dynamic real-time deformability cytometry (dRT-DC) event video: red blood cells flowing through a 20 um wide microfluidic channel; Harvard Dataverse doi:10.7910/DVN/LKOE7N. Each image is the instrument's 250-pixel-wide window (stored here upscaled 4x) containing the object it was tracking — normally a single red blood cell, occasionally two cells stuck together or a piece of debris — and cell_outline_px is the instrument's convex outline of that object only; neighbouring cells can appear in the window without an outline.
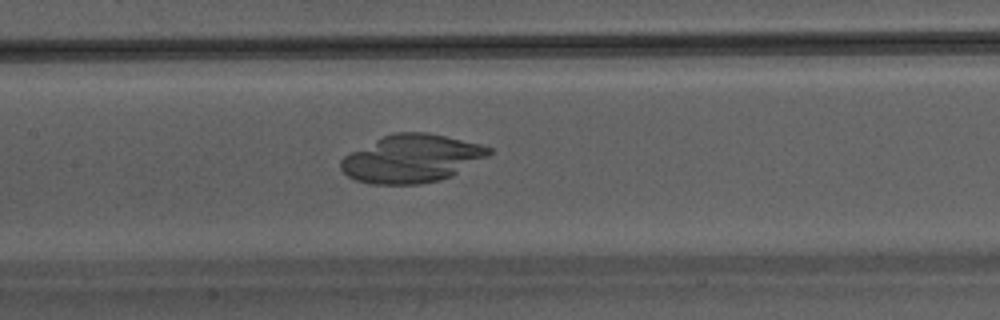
{"species": "Egyptian fruit bat (a non-hibernating species)", "species_latin": "Rousettus aegyptiacus", "temperature_condition": "warm", "stored_images_in_passage": 30, "camera_frame_rate_fps": 3000, "um_per_image_px": 0.085, "animal": {"sex": "male"}, "frame": {"image": 1, "passage_image": 9, "time_ms": 2.667, "image_size_px": [1000, 320], "cell_outline_px": [[492, 152], [488, 156], [452, 176], [440, 180], [420, 184], [368, 184], [356, 180], [348, 176], [340, 168], [340, 160], [344, 156], [392, 132], [428, 132], [480, 144], [492, 148]], "centroid_in_image_um": [35.0, 13.49], "position_along_channel_um": 172.4, "area_um2": 41.15}}
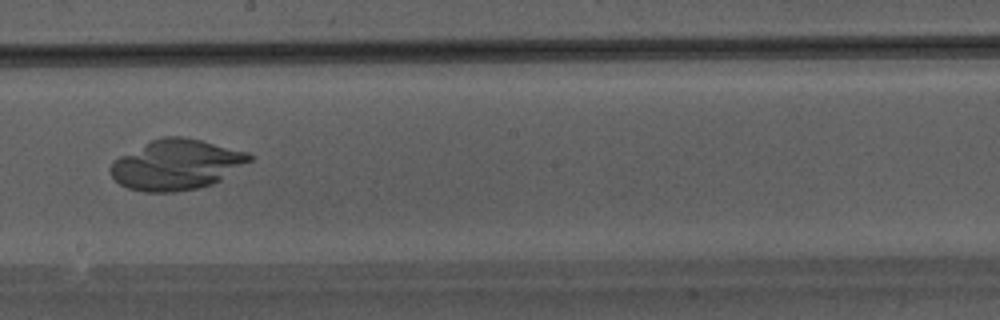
{"frame": {"image": 2, "passage_image": 13, "time_ms": 4.0, "image_size_px": [1000, 320], "cell_outline_px": [[252, 160], [220, 180], [212, 184], [196, 188], [172, 192], [144, 192], [128, 188], [120, 184], [108, 172], [108, 168], [120, 156], [160, 136], [184, 136], [248, 152], [252, 156]], "centroid_in_image_um": [14.98, 14.0], "position_along_channel_um": 233.2, "area_um2": 40.4}}